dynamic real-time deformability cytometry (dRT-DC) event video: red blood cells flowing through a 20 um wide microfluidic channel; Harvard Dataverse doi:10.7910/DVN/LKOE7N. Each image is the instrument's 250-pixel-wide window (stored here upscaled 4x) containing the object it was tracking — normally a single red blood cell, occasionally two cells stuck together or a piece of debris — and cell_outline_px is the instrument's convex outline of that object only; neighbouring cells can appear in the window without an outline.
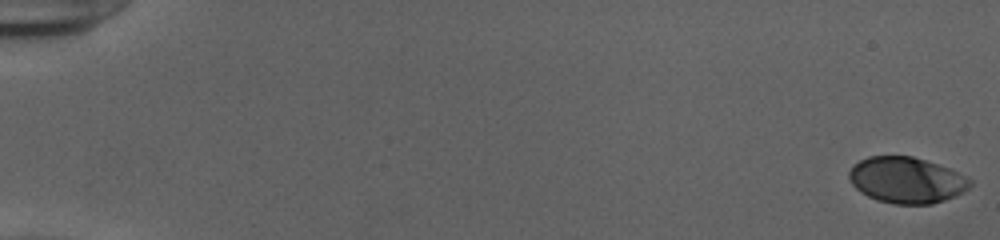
{"species": "human", "species_latin": "Homo sapiens", "temperature_condition": "cold", "stored_images_in_passage": 54, "camera_frame_rate_fps": 3000, "um_per_image_px": 0.085, "donor": {"sex": "female"}, "frame": {"image": 1, "passage_image": 1, "time_ms": 0.0, "image_size_px": [1000, 240], "cell_outline_px": [[972, 184], [964, 192], [956, 196], [932, 204], [892, 204], [876, 200], [860, 192], [852, 184], [848, 176], [848, 172], [860, 160], [868, 156], [912, 156], [948, 168], [972, 180]], "centroid_in_image_um": [77.04, 15.32], "position_along_channel_um": 8.0, "area_um2": 32.37}}
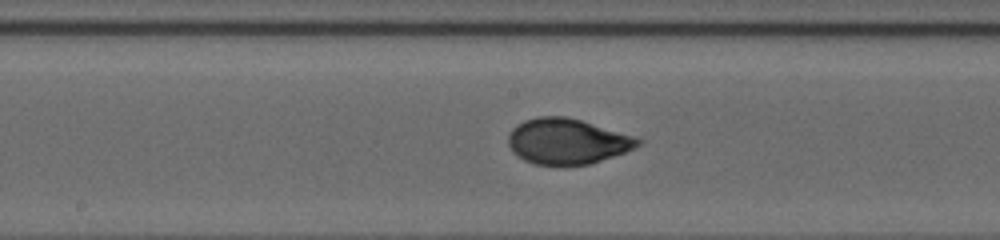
{"frame": {"image": 2, "passage_image": 30, "time_ms": 9.667, "image_size_px": [1000, 240], "cell_outline_px": [[644, 140], [636, 148], [588, 164], [536, 164], [524, 160], [512, 152], [508, 144], [508, 136], [512, 128], [516, 124], [524, 120], [536, 116], [564, 116], [580, 120], [636, 136]], "centroid_in_image_um": [48.2, 11.99], "position_along_channel_um": 200.0, "area_um2": 34.28}}
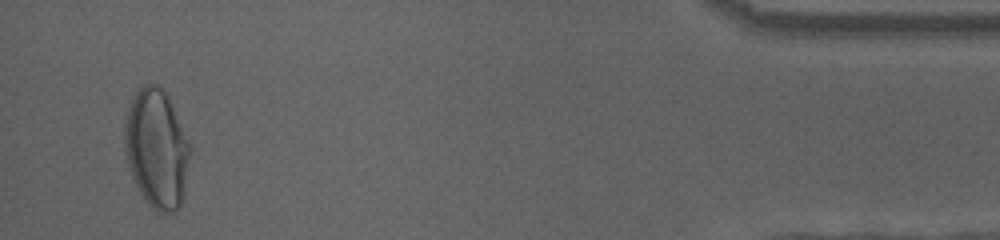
{"frame": {"image": 3, "passage_image": 52, "time_ms": 17.0, "image_size_px": [1000, 240], "cell_outline_px": [[192, 148], [180, 204], [172, 212], [156, 212], [152, 208], [140, 192], [132, 176], [124, 152], [124, 124], [128, 108], [136, 92], [144, 84], [156, 84], [168, 96], [192, 144]], "centroid_in_image_um": [13.32, 12.6], "position_along_channel_um": 421.9, "area_um2": 45.2}, "authors_computed_cell_mechanics": {"area_um2": 33.8997, "velocity_mm_per_s": 3.929, "shape_relaxation_time_tau1_ms": 6.5654, "shape_relaxation_time_tau2_ms": null, "deformation_change_tau1": 0.226, "deformation_change_tau2": null}}